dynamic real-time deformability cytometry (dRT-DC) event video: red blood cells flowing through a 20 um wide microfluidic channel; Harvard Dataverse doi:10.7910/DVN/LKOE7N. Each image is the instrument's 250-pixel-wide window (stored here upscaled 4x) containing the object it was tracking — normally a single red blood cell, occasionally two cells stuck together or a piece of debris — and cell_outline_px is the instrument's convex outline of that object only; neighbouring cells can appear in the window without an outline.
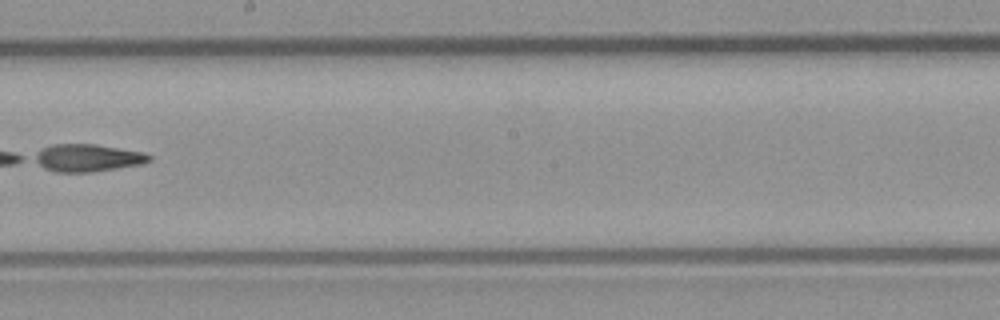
{"species": "common noctule bat (a hibernating species)", "species_latin": "Nyctalus noctula", "temperature_condition": "room temperature", "stored_images_in_passage": 8, "camera_frame_rate_fps": 3000, "um_per_image_px": 0.085, "animal": {"sex": "male", "body_mass_g": 23.1, "forearm_length_mm": 52.7}, "frame": {"image": 1, "passage_image": 7, "time_ms": 7.667, "image_size_px": [1000, 320], "cell_outline_px": [[152, 160], [144, 164], [92, 172], [56, 172], [44, 168], [32, 160], [32, 156], [44, 148], [52, 144], [96, 144], [144, 152], [152, 156]], "centroid_in_image_um": [7.46, 13.42], "position_along_channel_um": 240.7, "area_um2": 18.55}}
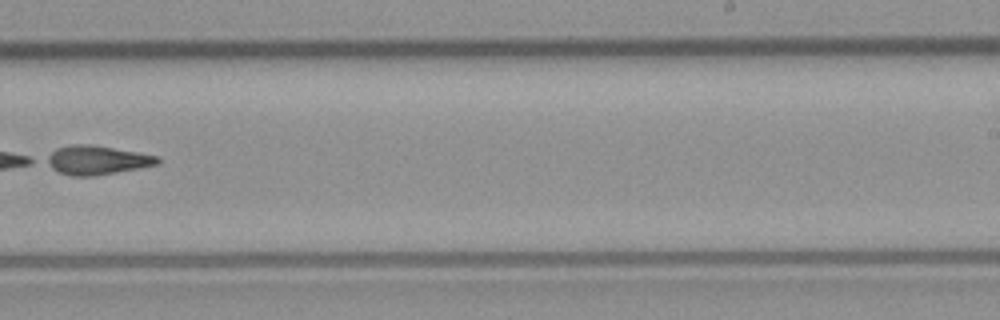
{"frame": {"image": 2, "passage_image": 8, "time_ms": 8.667, "image_size_px": [1000, 320], "cell_outline_px": [[160, 160], [156, 164], [96, 176], [72, 176], [56, 172], [44, 160], [44, 156], [56, 148], [72, 144], [88, 144], [160, 156]], "centroid_in_image_um": [8.14, 13.61], "position_along_channel_um": 280.9, "area_um2": 18.67}}